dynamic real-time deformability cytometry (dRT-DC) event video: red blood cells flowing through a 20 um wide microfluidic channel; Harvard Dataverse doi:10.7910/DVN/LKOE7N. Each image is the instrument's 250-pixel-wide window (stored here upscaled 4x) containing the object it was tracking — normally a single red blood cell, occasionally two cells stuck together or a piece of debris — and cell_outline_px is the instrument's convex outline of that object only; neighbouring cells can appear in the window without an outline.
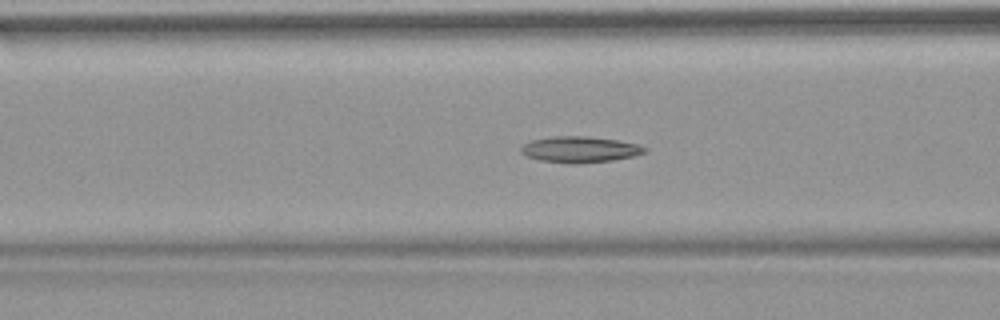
{"species": "common noctule bat (a hibernating species)", "species_latin": "Nyctalus noctula", "temperature_condition": "warm", "stored_images_in_passage": 54, "camera_frame_rate_fps": 3000, "um_per_image_px": 0.085, "animal": {"sex": "female", "body_mass_g": 18.4}, "frame": {"image": 1, "passage_image": 22, "time_ms": 7.0, "image_size_px": [1000, 320], "cell_outline_px": [[648, 148], [644, 152], [632, 156], [612, 160], [572, 164], [540, 160], [528, 156], [520, 152], [520, 148], [524, 144], [532, 140], [552, 136], [588, 136], [616, 140], [640, 144]], "centroid_in_image_um": [49.28, 12.69], "position_along_channel_um": 117.3, "area_um2": 18.67}}
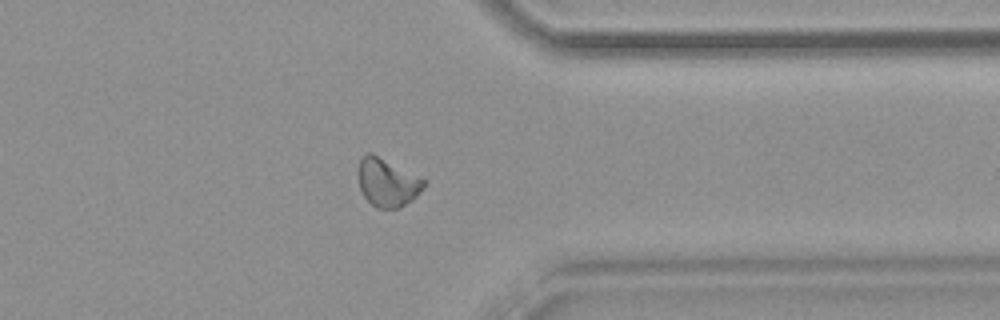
{"frame": {"image": 2, "passage_image": 43, "time_ms": 14.0, "image_size_px": [1000, 320], "cell_outline_px": [[424, 184], [416, 196], [412, 200], [400, 208], [376, 208], [364, 196], [360, 188], [356, 172], [360, 156], [368, 152], [372, 152], [424, 180]], "centroid_in_image_um": [32.84, 15.49], "position_along_channel_um": 378.6, "area_um2": 18.32}}
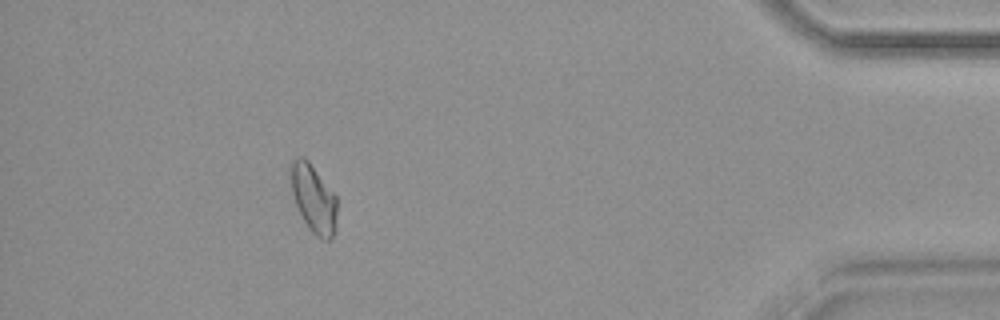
{"frame": {"image": 3, "passage_image": 49, "time_ms": 16.0, "image_size_px": [1000, 320], "cell_outline_px": [[336, 228], [332, 240], [324, 240], [316, 236], [308, 228], [296, 204], [292, 192], [288, 168], [292, 160], [296, 156], [304, 156], [308, 160], [336, 196]], "centroid_in_image_um": [26.63, 16.86], "position_along_channel_um": 408.6, "area_um2": 18.55}, "authors_computed_cell_mechanics": {"area_um2": 18.4671, "velocity_mm_per_s": 3.8139, "shape_relaxation_time_tau1_ms": null, "shape_relaxation_time_tau2_ms": 9.704, "deformation_change_tau1": null, "deformation_change_tau2": 0.1527}}